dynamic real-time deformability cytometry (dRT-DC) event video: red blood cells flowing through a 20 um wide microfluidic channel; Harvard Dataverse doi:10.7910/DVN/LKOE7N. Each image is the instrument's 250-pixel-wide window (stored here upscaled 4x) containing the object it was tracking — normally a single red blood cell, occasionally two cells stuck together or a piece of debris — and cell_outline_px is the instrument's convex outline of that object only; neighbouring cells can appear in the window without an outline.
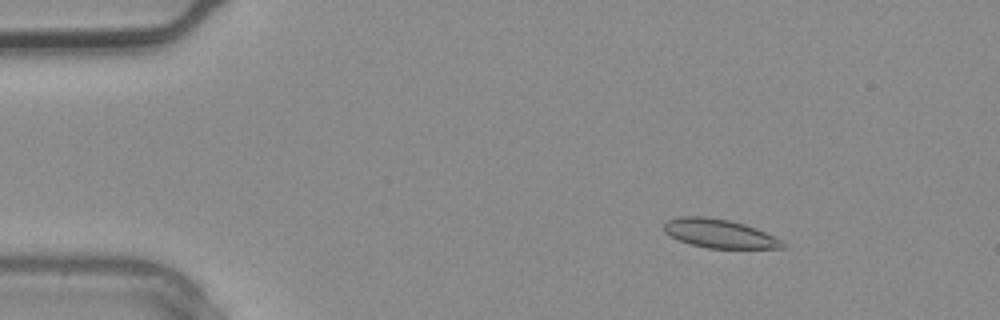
{"species": "common noctule bat (a hibernating species)", "species_latin": "Nyctalus noctula", "temperature_condition": "warm", "stored_images_in_passage": 2, "camera_frame_rate_fps": 3000, "um_per_image_px": 0.085, "animal": {"sex": "male", "body_mass_g": 20.4}, "frame": {"image": 1, "passage_image": 1, "time_ms": 0.0, "image_size_px": [1000, 320], "cell_outline_px": [[784, 248], [708, 248], [692, 244], [680, 240], [664, 232], [664, 224], [668, 220], [680, 216], [704, 216], [728, 220], [744, 224], [756, 228], [780, 240], [784, 244]], "centroid_in_image_um": [61.12, 19.84], "position_along_channel_um": 23.9, "area_um2": 19.48}}